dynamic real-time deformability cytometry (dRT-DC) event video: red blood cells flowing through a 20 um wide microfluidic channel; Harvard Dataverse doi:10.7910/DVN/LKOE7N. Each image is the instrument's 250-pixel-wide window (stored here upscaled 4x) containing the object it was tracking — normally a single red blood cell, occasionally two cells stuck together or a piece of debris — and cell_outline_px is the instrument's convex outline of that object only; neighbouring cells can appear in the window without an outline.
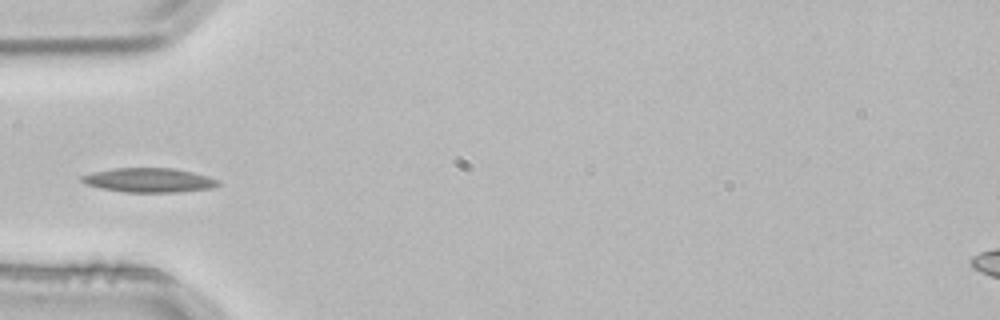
{"species": "common noctule bat (a hibernating species)", "species_latin": "Nyctalus noctula", "temperature_condition": "room temperature", "stored_images_in_passage": 3, "camera_frame_rate_fps": 3000, "um_per_image_px": 0.085, "animal": {"sex": "male", "body_mass_g": 21.5, "forearm_length_mm": 52.0}, "frame": {"image": 1, "passage_image": 3, "time_ms": 0.667, "image_size_px": [1000, 320], "cell_outline_px": [[220, 184], [212, 188], [180, 192], [124, 192], [100, 188], [84, 184], [80, 180], [80, 176], [92, 172], [112, 168], [172, 168], [192, 172], [208, 176], [220, 180]], "centroid_in_image_um": [12.64, 15.31], "position_along_channel_um": 72.4, "area_um2": 19.48}}